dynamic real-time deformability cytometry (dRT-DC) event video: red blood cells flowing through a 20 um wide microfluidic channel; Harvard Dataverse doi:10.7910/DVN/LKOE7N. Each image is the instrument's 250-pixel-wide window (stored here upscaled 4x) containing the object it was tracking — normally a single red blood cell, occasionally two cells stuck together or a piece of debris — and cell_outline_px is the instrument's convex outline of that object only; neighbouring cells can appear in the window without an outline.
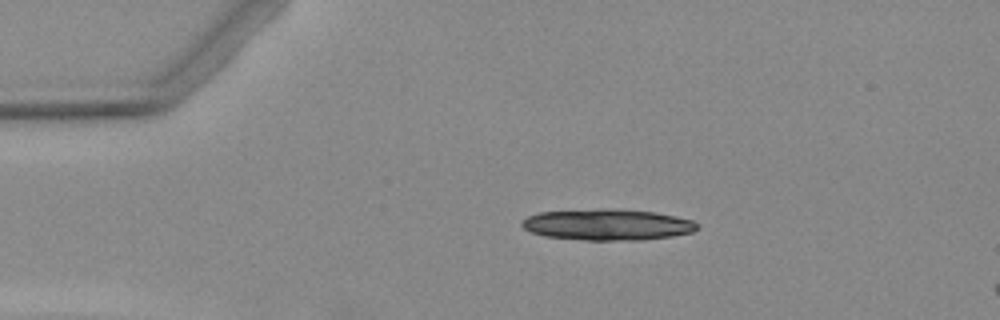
{"species": "Egyptian fruit bat (a non-hibernating species)", "species_latin": "Rousettus aegyptiacus", "temperature_condition": "warm", "stored_images_in_passage": 4, "segment_of_instrument_passage": [1, 2], "camera_frame_rate_fps": 3000, "um_per_image_px": 0.085, "animal": {"sex": "female"}, "frame": {"image": 1, "passage_image": 2, "time_ms": 1.333, "image_size_px": [1000, 320], "cell_outline_px": [[696, 228], [692, 232], [672, 236], [640, 240], [584, 240], [544, 236], [532, 232], [524, 228], [520, 224], [528, 216], [540, 212], [656, 212], [676, 216], [692, 220], [696, 224]], "centroid_in_image_um": [51.65, 19.16], "position_along_channel_um": 33.4, "area_um2": 30.0}}